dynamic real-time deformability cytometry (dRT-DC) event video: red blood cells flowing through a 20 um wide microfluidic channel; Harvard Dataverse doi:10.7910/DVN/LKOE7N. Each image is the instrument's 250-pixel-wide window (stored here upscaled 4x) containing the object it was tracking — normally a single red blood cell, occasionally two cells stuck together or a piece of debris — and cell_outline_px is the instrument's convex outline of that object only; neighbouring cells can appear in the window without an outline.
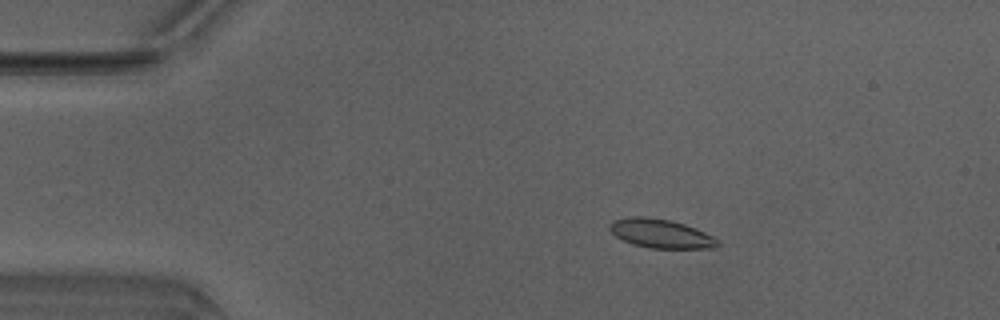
{"species": "Egyptian fruit bat (a non-hibernating species)", "species_latin": "Rousettus aegyptiacus", "temperature_condition": "warm", "stored_images_in_passage": 45, "camera_frame_rate_fps": 3000, "um_per_image_px": 0.085, "animal": {"sex": "male"}, "frame": {"image": 1, "passage_image": 5, "time_ms": 1.333, "image_size_px": [1000, 320], "cell_outline_px": [[720, 244], [716, 248], [648, 248], [632, 244], [616, 236], [608, 228], [608, 224], [616, 220], [632, 216], [644, 216], [668, 220], [684, 224], [696, 228], [720, 240]], "centroid_in_image_um": [56.19, 19.86], "position_along_channel_um": 28.8, "area_um2": 18.15}}
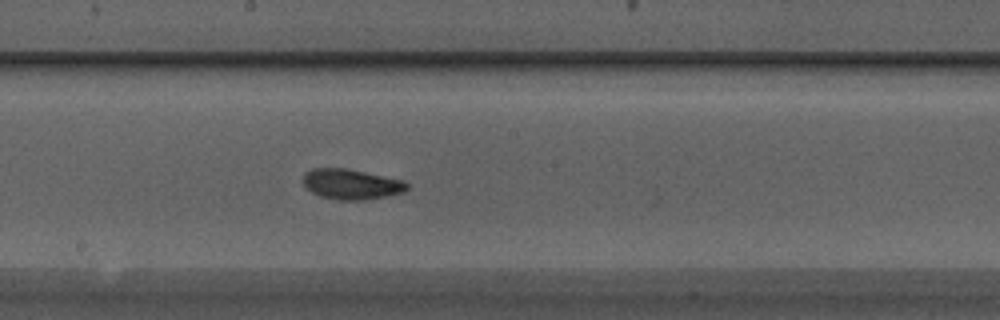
{"frame": {"image": 2, "passage_image": 23, "time_ms": 7.333, "image_size_px": [1000, 320], "cell_outline_px": [[408, 188], [404, 192], [388, 196], [364, 200], [340, 200], [320, 196], [312, 192], [304, 184], [304, 172], [312, 168], [348, 168], [404, 180], [408, 184]], "centroid_in_image_um": [29.89, 15.65], "position_along_channel_um": 218.3, "area_um2": 18.44}}
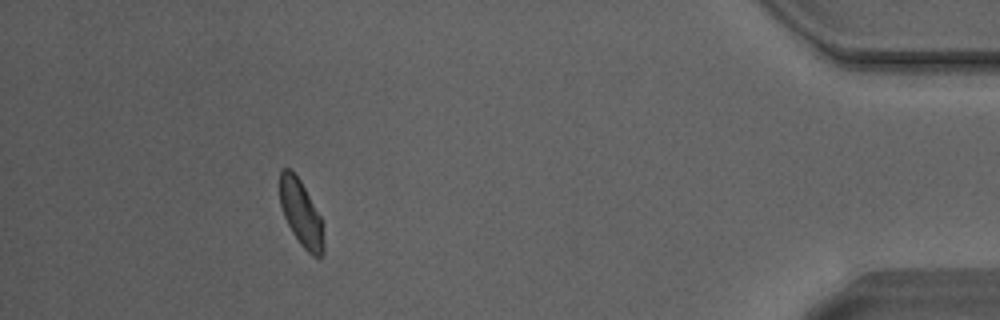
{"frame": {"image": 3, "passage_image": 41, "time_ms": 13.333, "image_size_px": [1000, 320], "cell_outline_px": [[324, 252], [320, 260], [312, 256], [300, 244], [292, 232], [284, 216], [280, 204], [280, 168], [292, 168], [300, 180], [320, 216], [324, 240]], "centroid_in_image_um": [25.59, 18.14], "position_along_channel_um": 409.6, "area_um2": 16.94}, "authors_computed_cell_mechanics": {"area_um2": 17.9758, "velocity_mm_per_s": 4.1695, "shape_relaxation_time_tau1_ms": 2.8403, "shape_relaxation_time_tau2_ms": 1.518, "deformation_change_tau1": 0.1269, "deformation_change_tau2": 0.0763}}